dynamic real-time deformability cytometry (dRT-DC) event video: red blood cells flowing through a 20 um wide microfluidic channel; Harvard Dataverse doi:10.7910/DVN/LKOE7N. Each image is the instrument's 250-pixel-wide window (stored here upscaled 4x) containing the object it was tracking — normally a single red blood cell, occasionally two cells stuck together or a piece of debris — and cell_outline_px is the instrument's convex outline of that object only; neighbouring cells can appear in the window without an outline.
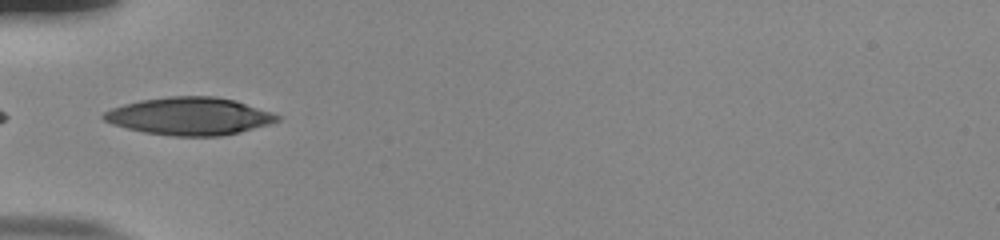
{"species": "human", "species_latin": "Homo sapiens", "temperature_condition": "room temperature", "stored_images_in_passage": 20, "camera_frame_rate_fps": 3000, "um_per_image_px": 0.085, "donor": {"sex": "male"}, "frame": {"image": 1, "passage_image": 1, "time_ms": 0.0, "image_size_px": [1000, 240], "cell_outline_px": [[280, 120], [268, 124], [240, 132], [220, 136], [172, 136], [144, 132], [112, 124], [104, 120], [100, 116], [104, 112], [112, 108], [124, 104], [140, 100], [168, 96], [216, 96], [236, 100], [272, 112], [280, 116]], "centroid_in_image_um": [16.11, 9.87], "position_along_channel_um": 68.9, "area_um2": 38.09}}